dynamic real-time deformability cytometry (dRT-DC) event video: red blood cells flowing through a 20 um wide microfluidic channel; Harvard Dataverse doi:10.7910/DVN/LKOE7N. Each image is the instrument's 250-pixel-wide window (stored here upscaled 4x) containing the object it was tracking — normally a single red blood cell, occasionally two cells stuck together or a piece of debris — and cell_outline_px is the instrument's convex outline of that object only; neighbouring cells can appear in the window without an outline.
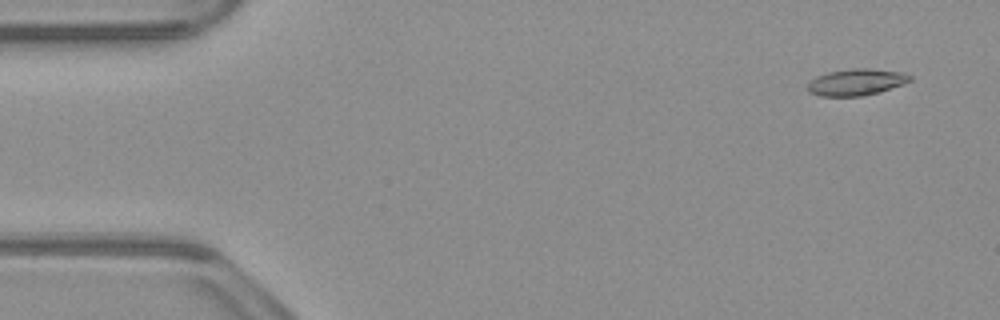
{"species": "common noctule bat (a hibernating species)", "species_latin": "Nyctalus noctula", "temperature_condition": "warm", "stored_images_in_passage": 54, "camera_frame_rate_fps": 3000, "um_per_image_px": 0.085, "animal": {"sex": "male", "body_mass_g": 23.1, "forearm_length_mm": 52.7}, "frame": {"image": 1, "passage_image": 4, "time_ms": 1.0, "image_size_px": [1000, 320], "cell_outline_px": [[912, 80], [904, 84], [880, 92], [860, 96], [820, 96], [808, 92], [808, 84], [816, 76], [828, 72], [852, 68], [872, 68], [900, 72], [912, 76]], "centroid_in_image_um": [72.8, 6.98], "position_along_channel_um": 12.2, "area_um2": 15.9}}
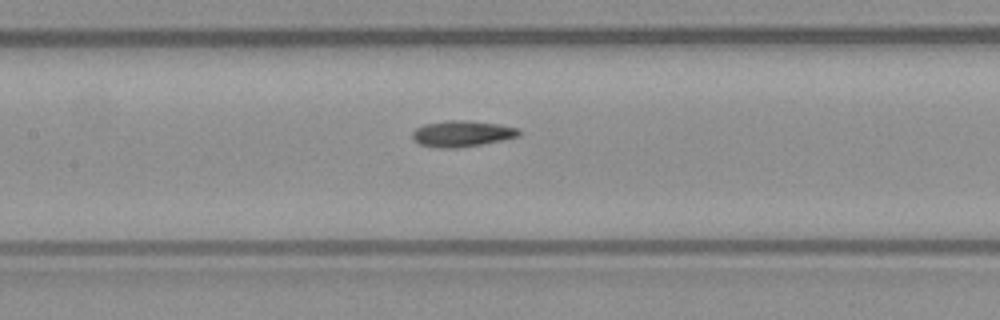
{"frame": {"image": 2, "passage_image": 25, "time_ms": 8.0, "image_size_px": [1000, 320], "cell_outline_px": [[520, 136], [480, 144], [456, 148], [432, 148], [420, 144], [412, 140], [412, 132], [416, 128], [424, 124], [448, 120], [464, 120], [500, 124], [520, 128]], "centroid_in_image_um": [39.24, 11.36], "position_along_channel_um": 168.2, "area_um2": 16.3}}
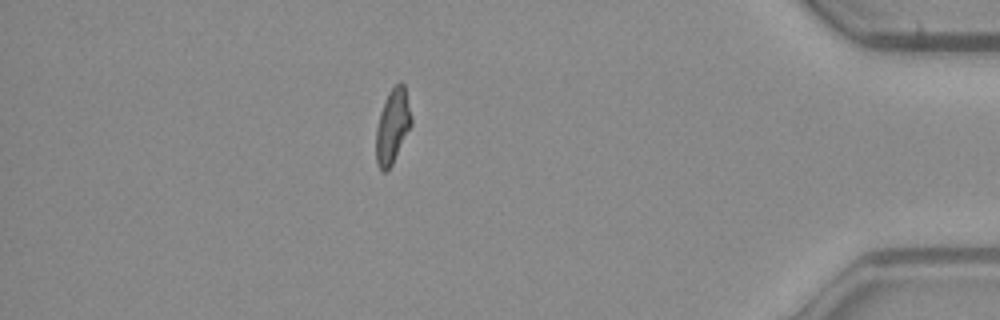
{"frame": {"image": 3, "passage_image": 47, "time_ms": 15.333, "image_size_px": [1000, 320], "cell_outline_px": [[412, 124], [392, 164], [384, 172], [380, 172], [376, 164], [376, 128], [380, 112], [388, 92], [400, 80], [404, 84], [412, 116]], "centroid_in_image_um": [33.36, 10.72], "position_along_channel_um": 401.8, "area_um2": 15.37}, "authors_computed_cell_mechanics": {"area_um2": 15.6638, "velocity_mm_per_s": 3.8568, "shape_relaxation_time_tau1_ms": null, "shape_relaxation_time_tau2_ms": 2.7644, "deformation_change_tau1": null, "deformation_change_tau2": 0.0966}}